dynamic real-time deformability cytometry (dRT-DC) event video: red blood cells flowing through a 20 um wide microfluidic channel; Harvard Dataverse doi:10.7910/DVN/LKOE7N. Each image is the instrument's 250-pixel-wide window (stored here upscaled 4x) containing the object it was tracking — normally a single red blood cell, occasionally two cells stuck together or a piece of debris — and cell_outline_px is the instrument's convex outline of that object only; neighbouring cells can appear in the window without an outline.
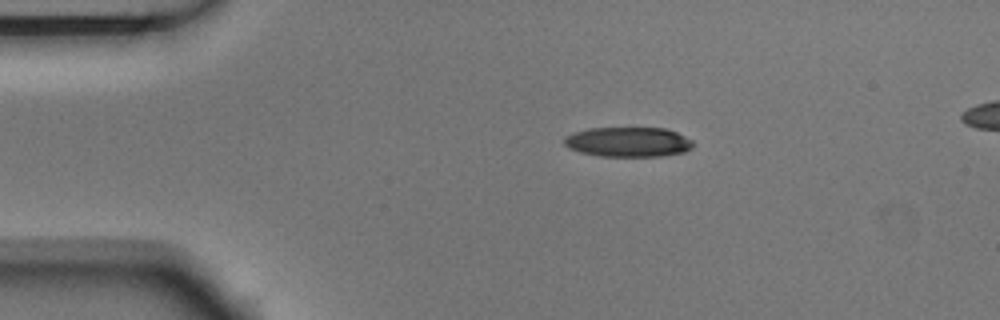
{"species": "Egyptian fruit bat (a non-hibernating species)", "species_latin": "Rousettus aegyptiacus", "temperature_condition": "room temperature", "stored_images_in_passage": 6, "camera_frame_rate_fps": 3000, "um_per_image_px": 0.085, "animal": {"sex": "male"}, "frame": {"image": 1, "passage_image": 1, "time_ms": 0.0, "image_size_px": [1000, 320], "cell_outline_px": [[692, 148], [684, 152], [660, 156], [600, 156], [580, 152], [568, 148], [564, 144], [564, 140], [568, 136], [576, 132], [588, 128], [668, 128], [692, 140]], "centroid_in_image_um": [53.41, 12.07], "position_along_channel_um": 31.6, "area_um2": 22.25}}
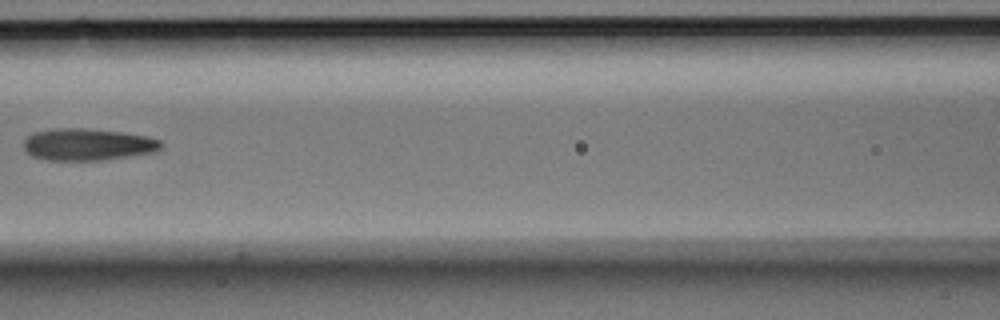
{"frame": {"image": 2, "passage_image": 5, "time_ms": 1.333, "image_size_px": [1000, 320], "cell_outline_px": [[164, 144], [160, 148], [152, 152], [128, 156], [100, 160], [48, 160], [32, 156], [24, 148], [24, 140], [32, 132], [56, 128], [84, 128], [124, 132], [148, 136], [160, 140]], "centroid_in_image_um": [7.44, 12.26], "position_along_channel_um": 159.2, "area_um2": 25.55}}
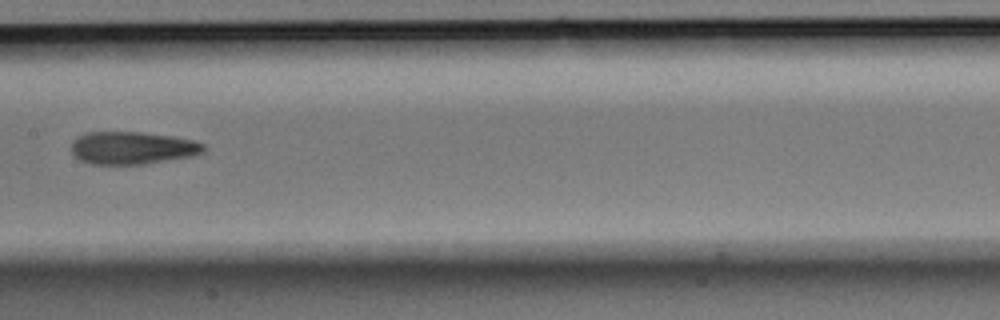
{"frame": {"image": 3, "passage_image": 6, "time_ms": 1.667, "image_size_px": [1000, 320], "cell_outline_px": [[204, 152], [196, 156], [144, 164], [92, 164], [80, 160], [72, 152], [72, 140], [76, 136], [88, 132], [144, 132], [172, 136], [192, 140], [204, 144]], "centroid_in_image_um": [11.26, 12.57], "position_along_channel_um": 196.1, "area_um2": 25.32}}